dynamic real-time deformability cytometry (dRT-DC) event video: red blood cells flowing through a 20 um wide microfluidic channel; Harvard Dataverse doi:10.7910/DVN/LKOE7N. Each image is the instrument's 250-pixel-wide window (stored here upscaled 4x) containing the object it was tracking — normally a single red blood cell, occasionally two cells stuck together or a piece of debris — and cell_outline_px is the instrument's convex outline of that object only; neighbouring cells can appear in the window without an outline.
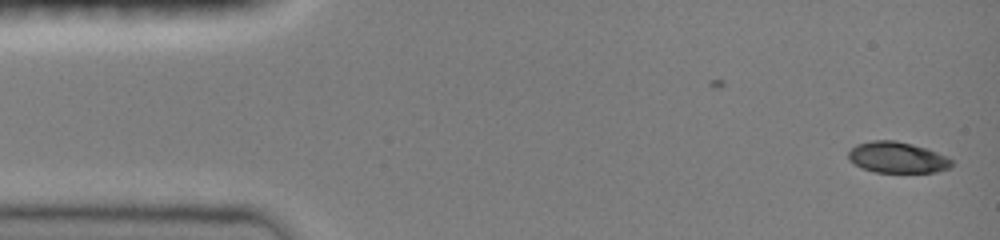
{"species": "common noctule bat (a hibernating species)", "species_latin": "Nyctalus noctula", "temperature_condition": "room temperature", "stored_images_in_passage": 47, "camera_frame_rate_fps": 3000, "um_per_image_px": 0.085, "animal": {"sex": "female", "body_mass_g": 19.0, "forearm_length_mm": 51.5}, "frame": {"image": 1, "passage_image": 1, "time_ms": 0.0, "image_size_px": [1000, 240], "cell_outline_px": [[956, 164], [948, 168], [932, 172], [876, 172], [864, 168], [848, 160], [848, 152], [856, 144], [872, 140], [896, 140], [912, 144], [936, 152], [952, 160]], "centroid_in_image_um": [76.25, 13.37], "position_along_channel_um": 8.7, "area_um2": 18.5}}
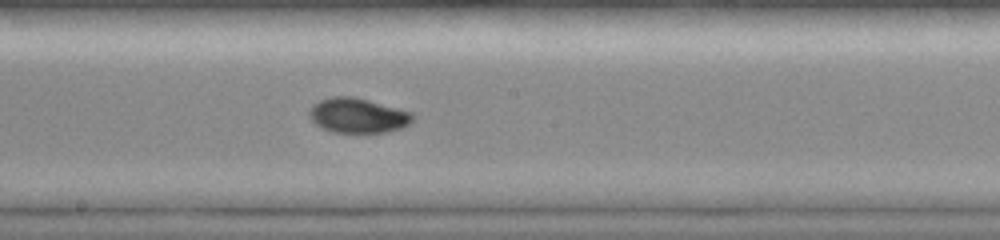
{"frame": {"image": 2, "passage_image": 25, "time_ms": 8.0, "image_size_px": [1000, 240], "cell_outline_px": [[416, 116], [408, 124], [400, 128], [388, 132], [332, 132], [316, 124], [308, 116], [308, 112], [312, 104], [320, 100], [332, 96], [352, 96], [368, 100], [412, 112]], "centroid_in_image_um": [30.4, 9.81], "position_along_channel_um": 217.8, "area_um2": 20.92}}
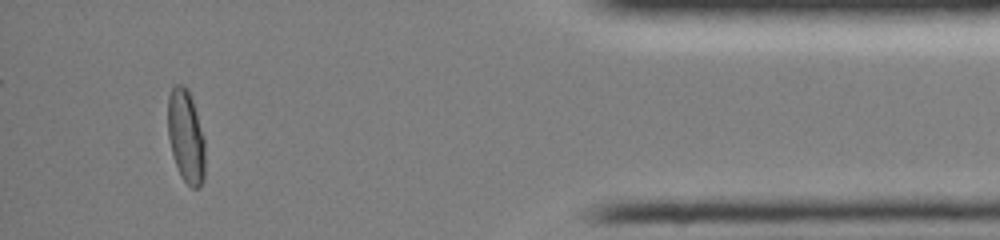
{"frame": {"image": 3, "passage_image": 43, "time_ms": 14.0, "image_size_px": [1000, 240], "cell_outline_px": [[204, 180], [200, 188], [192, 188], [180, 176], [172, 152], [168, 136], [168, 96], [172, 84], [184, 84], [188, 88], [204, 136]], "centroid_in_image_um": [15.8, 11.56], "position_along_channel_um": 419.4, "area_um2": 20.29}, "authors_computed_cell_mechanics": {"area_um2": 20.2878, "velocity_mm_per_s": 4.0542, "shape_relaxation_time_tau1_ms": 8.0988, "shape_relaxation_time_tau2_ms": 2.0766, "deformation_change_tau1": 0.2598, "deformation_change_tau2": 0.025}}